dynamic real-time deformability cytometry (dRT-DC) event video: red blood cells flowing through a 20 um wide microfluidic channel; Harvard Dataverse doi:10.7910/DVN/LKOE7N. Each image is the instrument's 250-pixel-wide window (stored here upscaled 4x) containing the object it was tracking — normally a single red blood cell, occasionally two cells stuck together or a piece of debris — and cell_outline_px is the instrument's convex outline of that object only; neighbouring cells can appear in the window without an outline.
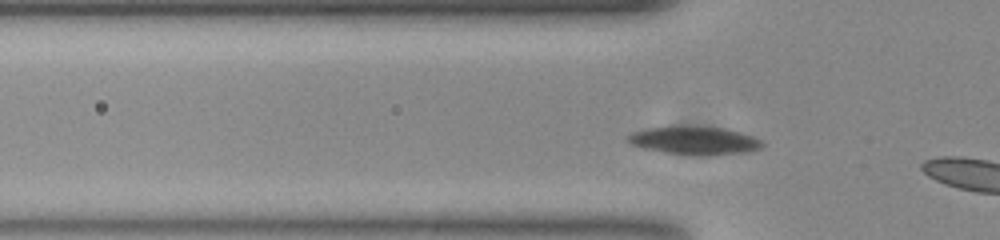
{"species": "common noctule bat (a hibernating species)", "species_latin": "Nyctalus noctula", "temperature_condition": "room temperature", "stored_images_in_passage": 5, "camera_frame_rate_fps": 3000, "um_per_image_px": 0.085, "animal": {"sex": "female", "body_mass_g": 23.0, "forearm_length_mm": 53.4}, "frame": {"image": 1, "passage_image": 2, "time_ms": 0.333, "image_size_px": [1000, 240], "cell_outline_px": [[764, 144], [760, 148], [744, 152], [712, 156], [708, 156], [668, 152], [644, 148], [632, 144], [628, 140], [628, 136], [636, 132], [648, 128], [724, 128], [752, 136], [760, 140]], "centroid_in_image_um": [59.1, 11.98], "position_along_channel_um": 66.7, "area_um2": 20.87}}